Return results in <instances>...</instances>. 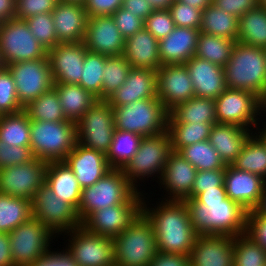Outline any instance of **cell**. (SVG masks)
<instances>
[{
    "instance_id": "6da1fadb",
    "label": "cell",
    "mask_w": 266,
    "mask_h": 266,
    "mask_svg": "<svg viewBox=\"0 0 266 266\" xmlns=\"http://www.w3.org/2000/svg\"><path fill=\"white\" fill-rule=\"evenodd\" d=\"M193 228L198 235L237 236L246 231L247 211L227 197L225 186L204 190L195 198L184 200Z\"/></svg>"
},
{
    "instance_id": "7a4b0ae2",
    "label": "cell",
    "mask_w": 266,
    "mask_h": 266,
    "mask_svg": "<svg viewBox=\"0 0 266 266\" xmlns=\"http://www.w3.org/2000/svg\"><path fill=\"white\" fill-rule=\"evenodd\" d=\"M143 199L142 213L151 222L157 251L189 255L198 237L185 201L165 200L155 209Z\"/></svg>"
},
{
    "instance_id": "3957f363",
    "label": "cell",
    "mask_w": 266,
    "mask_h": 266,
    "mask_svg": "<svg viewBox=\"0 0 266 266\" xmlns=\"http://www.w3.org/2000/svg\"><path fill=\"white\" fill-rule=\"evenodd\" d=\"M223 68L227 88L252 92L266 104V55L263 48L236 42L230 60Z\"/></svg>"
},
{
    "instance_id": "277c9868",
    "label": "cell",
    "mask_w": 266,
    "mask_h": 266,
    "mask_svg": "<svg viewBox=\"0 0 266 266\" xmlns=\"http://www.w3.org/2000/svg\"><path fill=\"white\" fill-rule=\"evenodd\" d=\"M123 174L122 169H111L93 185L81 192L78 217L83 222L92 212L115 205H132L142 194Z\"/></svg>"
},
{
    "instance_id": "5b68a950",
    "label": "cell",
    "mask_w": 266,
    "mask_h": 266,
    "mask_svg": "<svg viewBox=\"0 0 266 266\" xmlns=\"http://www.w3.org/2000/svg\"><path fill=\"white\" fill-rule=\"evenodd\" d=\"M115 130L143 137L167 131L169 111L158 98L141 99L122 106H112Z\"/></svg>"
},
{
    "instance_id": "8992f818",
    "label": "cell",
    "mask_w": 266,
    "mask_h": 266,
    "mask_svg": "<svg viewBox=\"0 0 266 266\" xmlns=\"http://www.w3.org/2000/svg\"><path fill=\"white\" fill-rule=\"evenodd\" d=\"M76 123L72 121H31L30 150L33 157L45 162L64 161L73 150Z\"/></svg>"
},
{
    "instance_id": "52a82bcc",
    "label": "cell",
    "mask_w": 266,
    "mask_h": 266,
    "mask_svg": "<svg viewBox=\"0 0 266 266\" xmlns=\"http://www.w3.org/2000/svg\"><path fill=\"white\" fill-rule=\"evenodd\" d=\"M113 242L115 266H149L157 253L153 226L143 213Z\"/></svg>"
},
{
    "instance_id": "ba28073f",
    "label": "cell",
    "mask_w": 266,
    "mask_h": 266,
    "mask_svg": "<svg viewBox=\"0 0 266 266\" xmlns=\"http://www.w3.org/2000/svg\"><path fill=\"white\" fill-rule=\"evenodd\" d=\"M172 152L168 131L154 136L143 137L132 159L122 169L130 184L138 190V179L142 180L157 175L162 177L169 154ZM152 175V176H151ZM142 178V179H141Z\"/></svg>"
},
{
    "instance_id": "9c48e42d",
    "label": "cell",
    "mask_w": 266,
    "mask_h": 266,
    "mask_svg": "<svg viewBox=\"0 0 266 266\" xmlns=\"http://www.w3.org/2000/svg\"><path fill=\"white\" fill-rule=\"evenodd\" d=\"M47 57V50L33 36L25 20L0 24V58L4 66Z\"/></svg>"
},
{
    "instance_id": "30bf717a",
    "label": "cell",
    "mask_w": 266,
    "mask_h": 266,
    "mask_svg": "<svg viewBox=\"0 0 266 266\" xmlns=\"http://www.w3.org/2000/svg\"><path fill=\"white\" fill-rule=\"evenodd\" d=\"M115 131L113 107L98 100L76 123V140L84 147L108 153Z\"/></svg>"
},
{
    "instance_id": "8fae6325",
    "label": "cell",
    "mask_w": 266,
    "mask_h": 266,
    "mask_svg": "<svg viewBox=\"0 0 266 266\" xmlns=\"http://www.w3.org/2000/svg\"><path fill=\"white\" fill-rule=\"evenodd\" d=\"M218 124H234L249 129L257 127L258 115L266 112V104L254 93L226 88L215 100ZM261 110V111H260Z\"/></svg>"
},
{
    "instance_id": "7c38bea8",
    "label": "cell",
    "mask_w": 266,
    "mask_h": 266,
    "mask_svg": "<svg viewBox=\"0 0 266 266\" xmlns=\"http://www.w3.org/2000/svg\"><path fill=\"white\" fill-rule=\"evenodd\" d=\"M53 233L33 216L9 233L14 266H29L47 253ZM50 239V240H49Z\"/></svg>"
},
{
    "instance_id": "4fadbf2b",
    "label": "cell",
    "mask_w": 266,
    "mask_h": 266,
    "mask_svg": "<svg viewBox=\"0 0 266 266\" xmlns=\"http://www.w3.org/2000/svg\"><path fill=\"white\" fill-rule=\"evenodd\" d=\"M32 216L43 223L56 237L82 225L77 210L57 197L45 184L31 201ZM60 232V233H59Z\"/></svg>"
},
{
    "instance_id": "5bb4252c",
    "label": "cell",
    "mask_w": 266,
    "mask_h": 266,
    "mask_svg": "<svg viewBox=\"0 0 266 266\" xmlns=\"http://www.w3.org/2000/svg\"><path fill=\"white\" fill-rule=\"evenodd\" d=\"M67 234L70 240L65 248L79 266H115L112 238L92 233L82 225Z\"/></svg>"
},
{
    "instance_id": "9a60e30c",
    "label": "cell",
    "mask_w": 266,
    "mask_h": 266,
    "mask_svg": "<svg viewBox=\"0 0 266 266\" xmlns=\"http://www.w3.org/2000/svg\"><path fill=\"white\" fill-rule=\"evenodd\" d=\"M6 67L12 74L17 98L23 107L54 86L47 57L15 62Z\"/></svg>"
},
{
    "instance_id": "2e32d148",
    "label": "cell",
    "mask_w": 266,
    "mask_h": 266,
    "mask_svg": "<svg viewBox=\"0 0 266 266\" xmlns=\"http://www.w3.org/2000/svg\"><path fill=\"white\" fill-rule=\"evenodd\" d=\"M47 162L33 158L28 163L0 168V194L33 199L45 185Z\"/></svg>"
},
{
    "instance_id": "e0dca14e",
    "label": "cell",
    "mask_w": 266,
    "mask_h": 266,
    "mask_svg": "<svg viewBox=\"0 0 266 266\" xmlns=\"http://www.w3.org/2000/svg\"><path fill=\"white\" fill-rule=\"evenodd\" d=\"M143 196L132 205H115L94 211L82 222V226L92 233L113 239L142 213Z\"/></svg>"
},
{
    "instance_id": "ac0fdd59",
    "label": "cell",
    "mask_w": 266,
    "mask_h": 266,
    "mask_svg": "<svg viewBox=\"0 0 266 266\" xmlns=\"http://www.w3.org/2000/svg\"><path fill=\"white\" fill-rule=\"evenodd\" d=\"M157 98L170 112L195 97L194 86L185 64L162 65L156 70Z\"/></svg>"
},
{
    "instance_id": "d6986e66",
    "label": "cell",
    "mask_w": 266,
    "mask_h": 266,
    "mask_svg": "<svg viewBox=\"0 0 266 266\" xmlns=\"http://www.w3.org/2000/svg\"><path fill=\"white\" fill-rule=\"evenodd\" d=\"M86 50L83 42H77L58 43L47 51L54 83H80Z\"/></svg>"
},
{
    "instance_id": "ffe728a7",
    "label": "cell",
    "mask_w": 266,
    "mask_h": 266,
    "mask_svg": "<svg viewBox=\"0 0 266 266\" xmlns=\"http://www.w3.org/2000/svg\"><path fill=\"white\" fill-rule=\"evenodd\" d=\"M83 43L85 48L106 56L123 55L125 38L112 16L88 17Z\"/></svg>"
},
{
    "instance_id": "44dd1931",
    "label": "cell",
    "mask_w": 266,
    "mask_h": 266,
    "mask_svg": "<svg viewBox=\"0 0 266 266\" xmlns=\"http://www.w3.org/2000/svg\"><path fill=\"white\" fill-rule=\"evenodd\" d=\"M234 237L198 235L190 251V266H233Z\"/></svg>"
},
{
    "instance_id": "7402d4cb",
    "label": "cell",
    "mask_w": 266,
    "mask_h": 266,
    "mask_svg": "<svg viewBox=\"0 0 266 266\" xmlns=\"http://www.w3.org/2000/svg\"><path fill=\"white\" fill-rule=\"evenodd\" d=\"M266 180L261 176L227 165L224 186L227 197L239 203L246 211L259 203Z\"/></svg>"
},
{
    "instance_id": "603a6c76",
    "label": "cell",
    "mask_w": 266,
    "mask_h": 266,
    "mask_svg": "<svg viewBox=\"0 0 266 266\" xmlns=\"http://www.w3.org/2000/svg\"><path fill=\"white\" fill-rule=\"evenodd\" d=\"M64 162L75 174L82 189L93 185L111 170L104 153L84 147L79 142L75 143Z\"/></svg>"
},
{
    "instance_id": "cb8c5ba5",
    "label": "cell",
    "mask_w": 266,
    "mask_h": 266,
    "mask_svg": "<svg viewBox=\"0 0 266 266\" xmlns=\"http://www.w3.org/2000/svg\"><path fill=\"white\" fill-rule=\"evenodd\" d=\"M196 173L197 169L191 163L172 151L159 181L170 195L166 200L184 201L191 194Z\"/></svg>"
},
{
    "instance_id": "d4e9b609",
    "label": "cell",
    "mask_w": 266,
    "mask_h": 266,
    "mask_svg": "<svg viewBox=\"0 0 266 266\" xmlns=\"http://www.w3.org/2000/svg\"><path fill=\"white\" fill-rule=\"evenodd\" d=\"M185 66L196 97L215 100L227 88L223 67L197 56L191 57Z\"/></svg>"
},
{
    "instance_id": "484cf974",
    "label": "cell",
    "mask_w": 266,
    "mask_h": 266,
    "mask_svg": "<svg viewBox=\"0 0 266 266\" xmlns=\"http://www.w3.org/2000/svg\"><path fill=\"white\" fill-rule=\"evenodd\" d=\"M51 13L59 43L83 42L88 20L84 5L58 1Z\"/></svg>"
},
{
    "instance_id": "4316f807",
    "label": "cell",
    "mask_w": 266,
    "mask_h": 266,
    "mask_svg": "<svg viewBox=\"0 0 266 266\" xmlns=\"http://www.w3.org/2000/svg\"><path fill=\"white\" fill-rule=\"evenodd\" d=\"M147 98H157L156 71L131 68L126 81L106 101L111 106H122Z\"/></svg>"
},
{
    "instance_id": "83f0119b",
    "label": "cell",
    "mask_w": 266,
    "mask_h": 266,
    "mask_svg": "<svg viewBox=\"0 0 266 266\" xmlns=\"http://www.w3.org/2000/svg\"><path fill=\"white\" fill-rule=\"evenodd\" d=\"M199 29L177 27L159 41L161 66L167 64H185L195 56Z\"/></svg>"
},
{
    "instance_id": "f1b7e54d",
    "label": "cell",
    "mask_w": 266,
    "mask_h": 266,
    "mask_svg": "<svg viewBox=\"0 0 266 266\" xmlns=\"http://www.w3.org/2000/svg\"><path fill=\"white\" fill-rule=\"evenodd\" d=\"M159 41L145 28L125 39L123 56L132 68L156 71L161 66Z\"/></svg>"
},
{
    "instance_id": "f546056e",
    "label": "cell",
    "mask_w": 266,
    "mask_h": 266,
    "mask_svg": "<svg viewBox=\"0 0 266 266\" xmlns=\"http://www.w3.org/2000/svg\"><path fill=\"white\" fill-rule=\"evenodd\" d=\"M234 124H214L209 136V142L220 155L226 165H232L242 148L253 133Z\"/></svg>"
},
{
    "instance_id": "4dcf8cb0",
    "label": "cell",
    "mask_w": 266,
    "mask_h": 266,
    "mask_svg": "<svg viewBox=\"0 0 266 266\" xmlns=\"http://www.w3.org/2000/svg\"><path fill=\"white\" fill-rule=\"evenodd\" d=\"M45 184L57 197L78 210L82 188L64 161L47 163Z\"/></svg>"
},
{
    "instance_id": "1f68e13d",
    "label": "cell",
    "mask_w": 266,
    "mask_h": 266,
    "mask_svg": "<svg viewBox=\"0 0 266 266\" xmlns=\"http://www.w3.org/2000/svg\"><path fill=\"white\" fill-rule=\"evenodd\" d=\"M62 110L67 120L77 123L98 100L79 84L54 83Z\"/></svg>"
},
{
    "instance_id": "d6a6232c",
    "label": "cell",
    "mask_w": 266,
    "mask_h": 266,
    "mask_svg": "<svg viewBox=\"0 0 266 266\" xmlns=\"http://www.w3.org/2000/svg\"><path fill=\"white\" fill-rule=\"evenodd\" d=\"M174 123L216 124L215 102L213 99L193 97L177 105L169 112Z\"/></svg>"
},
{
    "instance_id": "836d02e7",
    "label": "cell",
    "mask_w": 266,
    "mask_h": 266,
    "mask_svg": "<svg viewBox=\"0 0 266 266\" xmlns=\"http://www.w3.org/2000/svg\"><path fill=\"white\" fill-rule=\"evenodd\" d=\"M237 42L266 48V9L256 7L238 18Z\"/></svg>"
},
{
    "instance_id": "e575fe53",
    "label": "cell",
    "mask_w": 266,
    "mask_h": 266,
    "mask_svg": "<svg viewBox=\"0 0 266 266\" xmlns=\"http://www.w3.org/2000/svg\"><path fill=\"white\" fill-rule=\"evenodd\" d=\"M199 31L204 34L228 39L238 38V18L213 3L202 10V21Z\"/></svg>"
},
{
    "instance_id": "d590c367",
    "label": "cell",
    "mask_w": 266,
    "mask_h": 266,
    "mask_svg": "<svg viewBox=\"0 0 266 266\" xmlns=\"http://www.w3.org/2000/svg\"><path fill=\"white\" fill-rule=\"evenodd\" d=\"M30 123L24 109L14 114L0 115V140L13 147H30Z\"/></svg>"
},
{
    "instance_id": "8d00e7d4",
    "label": "cell",
    "mask_w": 266,
    "mask_h": 266,
    "mask_svg": "<svg viewBox=\"0 0 266 266\" xmlns=\"http://www.w3.org/2000/svg\"><path fill=\"white\" fill-rule=\"evenodd\" d=\"M31 217V200L0 194V232L10 233Z\"/></svg>"
},
{
    "instance_id": "74e56055",
    "label": "cell",
    "mask_w": 266,
    "mask_h": 266,
    "mask_svg": "<svg viewBox=\"0 0 266 266\" xmlns=\"http://www.w3.org/2000/svg\"><path fill=\"white\" fill-rule=\"evenodd\" d=\"M143 136L121 130H115L112 143L106 154L111 169H123L137 152Z\"/></svg>"
},
{
    "instance_id": "f35d334b",
    "label": "cell",
    "mask_w": 266,
    "mask_h": 266,
    "mask_svg": "<svg viewBox=\"0 0 266 266\" xmlns=\"http://www.w3.org/2000/svg\"><path fill=\"white\" fill-rule=\"evenodd\" d=\"M236 42L235 39L200 32L195 56L224 67L230 60L231 52Z\"/></svg>"
},
{
    "instance_id": "ab89813d",
    "label": "cell",
    "mask_w": 266,
    "mask_h": 266,
    "mask_svg": "<svg viewBox=\"0 0 266 266\" xmlns=\"http://www.w3.org/2000/svg\"><path fill=\"white\" fill-rule=\"evenodd\" d=\"M213 124L174 123L168 117L167 131L171 139V149L178 152L181 148L209 140Z\"/></svg>"
},
{
    "instance_id": "60d3db41",
    "label": "cell",
    "mask_w": 266,
    "mask_h": 266,
    "mask_svg": "<svg viewBox=\"0 0 266 266\" xmlns=\"http://www.w3.org/2000/svg\"><path fill=\"white\" fill-rule=\"evenodd\" d=\"M232 166L266 180V148L257 136L248 137Z\"/></svg>"
},
{
    "instance_id": "b9f144b4",
    "label": "cell",
    "mask_w": 266,
    "mask_h": 266,
    "mask_svg": "<svg viewBox=\"0 0 266 266\" xmlns=\"http://www.w3.org/2000/svg\"><path fill=\"white\" fill-rule=\"evenodd\" d=\"M24 110L29 115L30 121L59 122L68 121L56 90L52 87L31 101Z\"/></svg>"
},
{
    "instance_id": "7bdbcfd3",
    "label": "cell",
    "mask_w": 266,
    "mask_h": 266,
    "mask_svg": "<svg viewBox=\"0 0 266 266\" xmlns=\"http://www.w3.org/2000/svg\"><path fill=\"white\" fill-rule=\"evenodd\" d=\"M177 153L191 163L197 171L226 169L227 166L209 140L185 146Z\"/></svg>"
},
{
    "instance_id": "ee69618b",
    "label": "cell",
    "mask_w": 266,
    "mask_h": 266,
    "mask_svg": "<svg viewBox=\"0 0 266 266\" xmlns=\"http://www.w3.org/2000/svg\"><path fill=\"white\" fill-rule=\"evenodd\" d=\"M105 62L106 55L86 50L79 85L95 96L97 100H101Z\"/></svg>"
},
{
    "instance_id": "f6af8a7d",
    "label": "cell",
    "mask_w": 266,
    "mask_h": 266,
    "mask_svg": "<svg viewBox=\"0 0 266 266\" xmlns=\"http://www.w3.org/2000/svg\"><path fill=\"white\" fill-rule=\"evenodd\" d=\"M131 65L123 55L106 56L101 100H107L126 81Z\"/></svg>"
},
{
    "instance_id": "bcb514c9",
    "label": "cell",
    "mask_w": 266,
    "mask_h": 266,
    "mask_svg": "<svg viewBox=\"0 0 266 266\" xmlns=\"http://www.w3.org/2000/svg\"><path fill=\"white\" fill-rule=\"evenodd\" d=\"M233 266H266V251L245 233L234 237Z\"/></svg>"
},
{
    "instance_id": "7dc6e473",
    "label": "cell",
    "mask_w": 266,
    "mask_h": 266,
    "mask_svg": "<svg viewBox=\"0 0 266 266\" xmlns=\"http://www.w3.org/2000/svg\"><path fill=\"white\" fill-rule=\"evenodd\" d=\"M25 21L33 36L47 51L59 43L51 12L31 16L25 19Z\"/></svg>"
},
{
    "instance_id": "c3c4849f",
    "label": "cell",
    "mask_w": 266,
    "mask_h": 266,
    "mask_svg": "<svg viewBox=\"0 0 266 266\" xmlns=\"http://www.w3.org/2000/svg\"><path fill=\"white\" fill-rule=\"evenodd\" d=\"M23 109L17 98L12 74L6 66H3L0 69V115L14 114Z\"/></svg>"
},
{
    "instance_id": "681fc988",
    "label": "cell",
    "mask_w": 266,
    "mask_h": 266,
    "mask_svg": "<svg viewBox=\"0 0 266 266\" xmlns=\"http://www.w3.org/2000/svg\"><path fill=\"white\" fill-rule=\"evenodd\" d=\"M177 27L199 29L202 21V10L177 0L168 9Z\"/></svg>"
},
{
    "instance_id": "f907efd6",
    "label": "cell",
    "mask_w": 266,
    "mask_h": 266,
    "mask_svg": "<svg viewBox=\"0 0 266 266\" xmlns=\"http://www.w3.org/2000/svg\"><path fill=\"white\" fill-rule=\"evenodd\" d=\"M144 28L160 41L173 31L175 24L169 10H154L144 20Z\"/></svg>"
},
{
    "instance_id": "816d5d0a",
    "label": "cell",
    "mask_w": 266,
    "mask_h": 266,
    "mask_svg": "<svg viewBox=\"0 0 266 266\" xmlns=\"http://www.w3.org/2000/svg\"><path fill=\"white\" fill-rule=\"evenodd\" d=\"M225 169L197 171L191 194L186 199L195 198L204 190L224 186Z\"/></svg>"
},
{
    "instance_id": "f5cc1de1",
    "label": "cell",
    "mask_w": 266,
    "mask_h": 266,
    "mask_svg": "<svg viewBox=\"0 0 266 266\" xmlns=\"http://www.w3.org/2000/svg\"><path fill=\"white\" fill-rule=\"evenodd\" d=\"M245 234L266 251V215L248 210Z\"/></svg>"
},
{
    "instance_id": "db71d44e",
    "label": "cell",
    "mask_w": 266,
    "mask_h": 266,
    "mask_svg": "<svg viewBox=\"0 0 266 266\" xmlns=\"http://www.w3.org/2000/svg\"><path fill=\"white\" fill-rule=\"evenodd\" d=\"M33 158L30 147H13L0 140V168L25 164Z\"/></svg>"
},
{
    "instance_id": "11a10c76",
    "label": "cell",
    "mask_w": 266,
    "mask_h": 266,
    "mask_svg": "<svg viewBox=\"0 0 266 266\" xmlns=\"http://www.w3.org/2000/svg\"><path fill=\"white\" fill-rule=\"evenodd\" d=\"M58 0H16L17 19L25 20L41 13H49L55 9Z\"/></svg>"
},
{
    "instance_id": "9f6ffc18",
    "label": "cell",
    "mask_w": 266,
    "mask_h": 266,
    "mask_svg": "<svg viewBox=\"0 0 266 266\" xmlns=\"http://www.w3.org/2000/svg\"><path fill=\"white\" fill-rule=\"evenodd\" d=\"M112 17L125 39L144 28V20L131 11L125 10L122 6L112 14Z\"/></svg>"
},
{
    "instance_id": "6f0895ef",
    "label": "cell",
    "mask_w": 266,
    "mask_h": 266,
    "mask_svg": "<svg viewBox=\"0 0 266 266\" xmlns=\"http://www.w3.org/2000/svg\"><path fill=\"white\" fill-rule=\"evenodd\" d=\"M123 5V0H86L84 8L88 17L112 16Z\"/></svg>"
},
{
    "instance_id": "680465c9",
    "label": "cell",
    "mask_w": 266,
    "mask_h": 266,
    "mask_svg": "<svg viewBox=\"0 0 266 266\" xmlns=\"http://www.w3.org/2000/svg\"><path fill=\"white\" fill-rule=\"evenodd\" d=\"M65 251V252H64ZM29 266H79L67 249L61 252L49 250Z\"/></svg>"
},
{
    "instance_id": "91938a15",
    "label": "cell",
    "mask_w": 266,
    "mask_h": 266,
    "mask_svg": "<svg viewBox=\"0 0 266 266\" xmlns=\"http://www.w3.org/2000/svg\"><path fill=\"white\" fill-rule=\"evenodd\" d=\"M213 4L237 18L258 7V0H213Z\"/></svg>"
},
{
    "instance_id": "94428289",
    "label": "cell",
    "mask_w": 266,
    "mask_h": 266,
    "mask_svg": "<svg viewBox=\"0 0 266 266\" xmlns=\"http://www.w3.org/2000/svg\"><path fill=\"white\" fill-rule=\"evenodd\" d=\"M149 266H190L189 255L157 251Z\"/></svg>"
},
{
    "instance_id": "6125c7cd",
    "label": "cell",
    "mask_w": 266,
    "mask_h": 266,
    "mask_svg": "<svg viewBox=\"0 0 266 266\" xmlns=\"http://www.w3.org/2000/svg\"><path fill=\"white\" fill-rule=\"evenodd\" d=\"M122 7L143 20L154 11V8L148 0H123Z\"/></svg>"
},
{
    "instance_id": "be15d7a7",
    "label": "cell",
    "mask_w": 266,
    "mask_h": 266,
    "mask_svg": "<svg viewBox=\"0 0 266 266\" xmlns=\"http://www.w3.org/2000/svg\"><path fill=\"white\" fill-rule=\"evenodd\" d=\"M0 266H14L9 233L0 232Z\"/></svg>"
},
{
    "instance_id": "e7e4bbea",
    "label": "cell",
    "mask_w": 266,
    "mask_h": 266,
    "mask_svg": "<svg viewBox=\"0 0 266 266\" xmlns=\"http://www.w3.org/2000/svg\"><path fill=\"white\" fill-rule=\"evenodd\" d=\"M16 16V0H0V24Z\"/></svg>"
},
{
    "instance_id": "03108f58",
    "label": "cell",
    "mask_w": 266,
    "mask_h": 266,
    "mask_svg": "<svg viewBox=\"0 0 266 266\" xmlns=\"http://www.w3.org/2000/svg\"><path fill=\"white\" fill-rule=\"evenodd\" d=\"M178 2L190 5L200 10L206 9L213 3V0H177Z\"/></svg>"
},
{
    "instance_id": "003e7915",
    "label": "cell",
    "mask_w": 266,
    "mask_h": 266,
    "mask_svg": "<svg viewBox=\"0 0 266 266\" xmlns=\"http://www.w3.org/2000/svg\"><path fill=\"white\" fill-rule=\"evenodd\" d=\"M154 10H168L176 0H148Z\"/></svg>"
},
{
    "instance_id": "a7ac6f4b",
    "label": "cell",
    "mask_w": 266,
    "mask_h": 266,
    "mask_svg": "<svg viewBox=\"0 0 266 266\" xmlns=\"http://www.w3.org/2000/svg\"><path fill=\"white\" fill-rule=\"evenodd\" d=\"M258 213L266 215V185L264 187L263 193L260 197L259 203L254 208Z\"/></svg>"
},
{
    "instance_id": "89a4df30",
    "label": "cell",
    "mask_w": 266,
    "mask_h": 266,
    "mask_svg": "<svg viewBox=\"0 0 266 266\" xmlns=\"http://www.w3.org/2000/svg\"><path fill=\"white\" fill-rule=\"evenodd\" d=\"M258 129H259L260 132L258 131L257 133H259V134H257V133H255V134L260 139V141L263 143V145L266 148V124H265V127L264 128L260 129L258 127Z\"/></svg>"
},
{
    "instance_id": "2644e50d",
    "label": "cell",
    "mask_w": 266,
    "mask_h": 266,
    "mask_svg": "<svg viewBox=\"0 0 266 266\" xmlns=\"http://www.w3.org/2000/svg\"><path fill=\"white\" fill-rule=\"evenodd\" d=\"M60 2H64V3H77V4H82L84 5L86 0H58Z\"/></svg>"
},
{
    "instance_id": "8c879c8a",
    "label": "cell",
    "mask_w": 266,
    "mask_h": 266,
    "mask_svg": "<svg viewBox=\"0 0 266 266\" xmlns=\"http://www.w3.org/2000/svg\"><path fill=\"white\" fill-rule=\"evenodd\" d=\"M258 6L266 9V0H258Z\"/></svg>"
},
{
    "instance_id": "753ad0ef",
    "label": "cell",
    "mask_w": 266,
    "mask_h": 266,
    "mask_svg": "<svg viewBox=\"0 0 266 266\" xmlns=\"http://www.w3.org/2000/svg\"><path fill=\"white\" fill-rule=\"evenodd\" d=\"M4 65H3V62H2V60H1V58H0V69L3 67Z\"/></svg>"
}]
</instances>
